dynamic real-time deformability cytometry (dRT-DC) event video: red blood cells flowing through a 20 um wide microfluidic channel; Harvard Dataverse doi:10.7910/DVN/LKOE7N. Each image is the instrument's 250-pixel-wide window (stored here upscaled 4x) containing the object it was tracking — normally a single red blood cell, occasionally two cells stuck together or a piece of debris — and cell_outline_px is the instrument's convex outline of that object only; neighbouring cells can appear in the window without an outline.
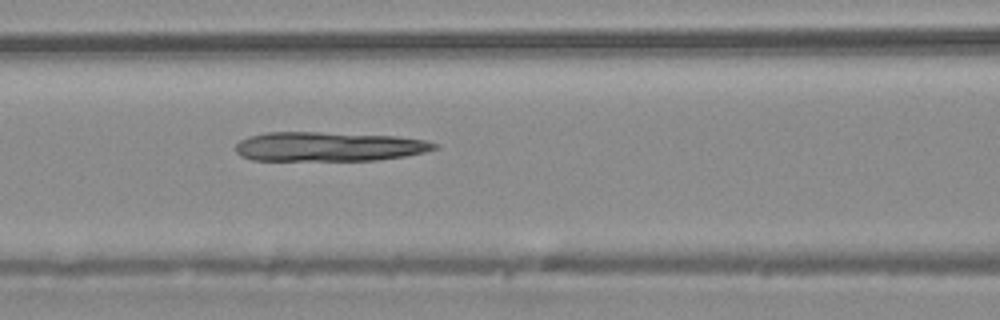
{"species": "common noctule bat (a hibernating species)", "species_latin": "Nyctalus noctula", "temperature_condition": "warm", "stored_images_in_passage": 6, "camera_frame_rate_fps": 3000, "um_per_image_px": 0.085, "animal": {"sex": "male", "body_mass_g": 20.4}, "frame": {"image": 1, "passage_image": 6, "time_ms": 1.667, "image_size_px": [1000, 320], "cell_outline_px": [[440, 144], [436, 148], [424, 152], [404, 156], [376, 160], [252, 160], [240, 156], [236, 152], [236, 144], [240, 140], [264, 132], [316, 132], [396, 136], [424, 140]], "centroid_in_image_um": [27.93, 12.46], "position_along_channel_um": 138.7, "area_um2": 33.87}}